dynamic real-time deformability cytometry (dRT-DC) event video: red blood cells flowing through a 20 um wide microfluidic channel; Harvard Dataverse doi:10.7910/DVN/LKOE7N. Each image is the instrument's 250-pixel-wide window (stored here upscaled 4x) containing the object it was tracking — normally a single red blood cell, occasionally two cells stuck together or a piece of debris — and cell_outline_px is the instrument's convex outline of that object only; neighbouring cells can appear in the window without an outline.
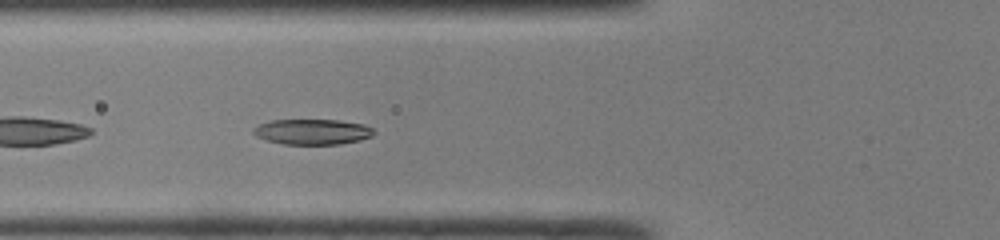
{"species": "common noctule bat (a hibernating species)", "species_latin": "Nyctalus noctula", "temperature_condition": "room temperature", "stored_images_in_passage": 33, "camera_frame_rate_fps": 3000, "um_per_image_px": 0.085, "animal": {"sex": "male", "body_mass_g": 19.0, "forearm_length_mm": 50.8}, "frame": {"image": 1, "passage_image": 10, "time_ms": 3.0, "image_size_px": [1000, 240], "cell_outline_px": [[376, 132], [372, 136], [360, 140], [340, 144], [284, 144], [268, 140], [256, 136], [252, 132], [252, 128], [260, 124], [272, 120], [340, 120], [364, 124], [372, 128]], "centroid_in_image_um": [26.58, 11.2], "position_along_channel_um": 99.2, "area_um2": 17.86}}
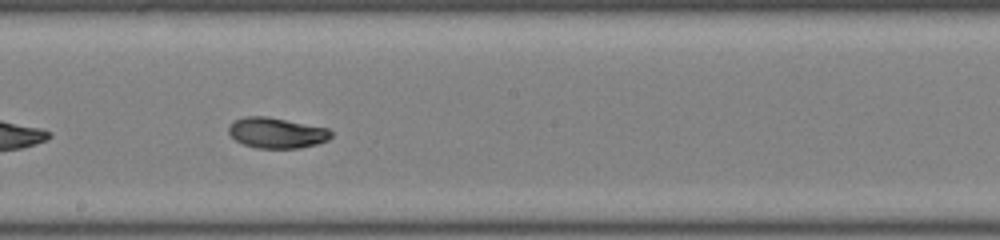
{"frame": {"image": 2, "passage_image": 19, "time_ms": 6.0, "image_size_px": [1000, 240], "cell_outline_px": [[332, 136], [328, 140], [316, 144], [300, 148], [256, 148], [244, 144], [236, 140], [228, 132], [228, 128], [236, 120], [244, 116], [268, 116], [328, 128], [332, 132]], "centroid_in_image_um": [23.54, 11.29], "position_along_channel_um": 224.7, "area_um2": 18.21}}
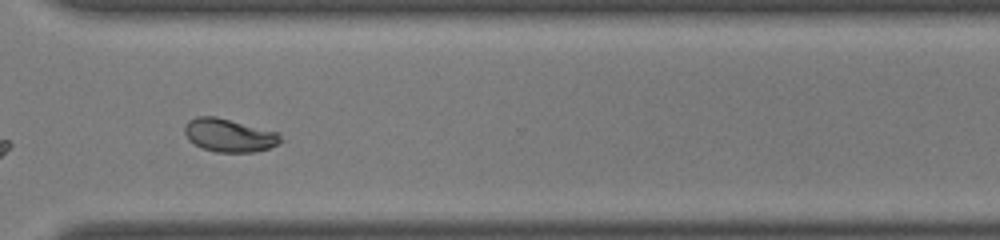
{"frame": {"image": 3, "passage_image": 28, "time_ms": 9.0, "image_size_px": [1000, 240], "cell_outline_px": [[284, 140], [280, 144], [256, 152], [216, 152], [204, 148], [188, 140], [184, 132], [184, 124], [188, 120], [196, 116], [216, 116], [280, 132]], "centroid_in_image_um": [19.52, 11.49], "position_along_channel_um": 351.1, "area_um2": 18.9}, "authors_computed_cell_mechanics": {"area_um2": 18.496, "velocity_mm_per_s": 4.1897, "shape_relaxation_time_tau1_ms": 3.2685, "shape_relaxation_time_tau2_ms": 1.6458, "deformation_change_tau1": 0.1552, "deformation_change_tau2": 0.0482}}